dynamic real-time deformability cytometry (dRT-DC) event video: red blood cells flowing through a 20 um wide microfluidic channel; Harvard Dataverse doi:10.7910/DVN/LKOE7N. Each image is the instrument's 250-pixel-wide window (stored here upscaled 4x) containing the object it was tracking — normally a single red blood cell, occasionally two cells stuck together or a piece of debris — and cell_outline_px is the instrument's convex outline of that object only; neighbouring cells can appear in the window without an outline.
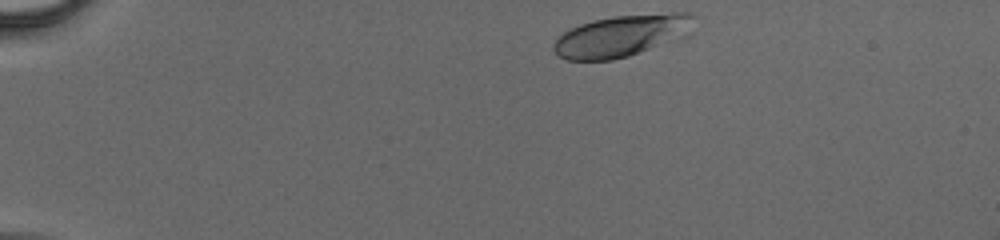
{"species": "human", "species_latin": "Homo sapiens", "temperature_condition": "cold", "stored_images_in_passage": 38, "camera_frame_rate_fps": 3000, "um_per_image_px": 0.085, "donor": {"sex": "male"}, "frame": {"image": 1, "passage_image": 1, "time_ms": 0.0, "image_size_px": [1000, 240], "cell_outline_px": [[700, 16], [692, 32], [688, 36], [628, 56], [612, 60], [568, 60], [556, 56], [552, 48], [552, 44], [564, 32], [580, 24], [592, 20], [612, 16], [672, 12], [688, 12]], "centroid_in_image_um": [52.95, 3.02], "position_along_channel_um": 32.1, "area_um2": 34.91}}
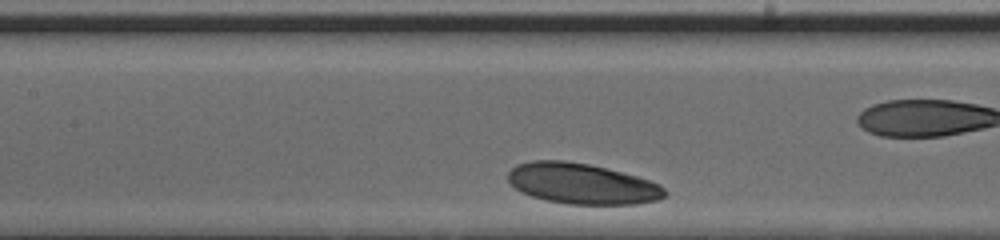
{"frame": {"image": 2, "passage_image": 13, "time_ms": 4.0, "image_size_px": [1000, 240], "cell_outline_px": [[668, 192], [664, 196], [656, 200], [636, 204], [568, 204], [548, 200], [532, 196], [516, 188], [508, 180], [508, 172], [516, 164], [532, 160], [564, 160], [588, 164], [636, 176], [660, 184]], "centroid_in_image_um": [49.46, 15.61], "position_along_channel_um": 157.9, "area_um2": 36.82}}
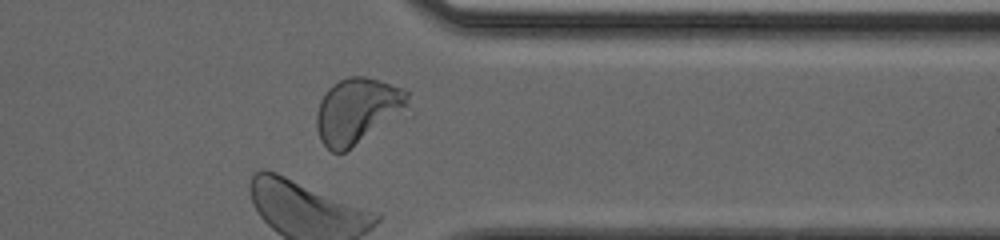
{"frame": {"image": 3, "passage_image": 30, "time_ms": 9.667, "image_size_px": [1000, 240], "cell_outline_px": [[408, 96], [404, 108], [344, 152], [332, 152], [320, 140], [316, 128], [316, 112], [320, 100], [328, 88], [332, 84], [348, 76], [364, 76], [404, 88], [408, 92]], "centroid_in_image_um": [30.27, 9.37], "position_along_channel_um": 381.1, "area_um2": 33.7}}